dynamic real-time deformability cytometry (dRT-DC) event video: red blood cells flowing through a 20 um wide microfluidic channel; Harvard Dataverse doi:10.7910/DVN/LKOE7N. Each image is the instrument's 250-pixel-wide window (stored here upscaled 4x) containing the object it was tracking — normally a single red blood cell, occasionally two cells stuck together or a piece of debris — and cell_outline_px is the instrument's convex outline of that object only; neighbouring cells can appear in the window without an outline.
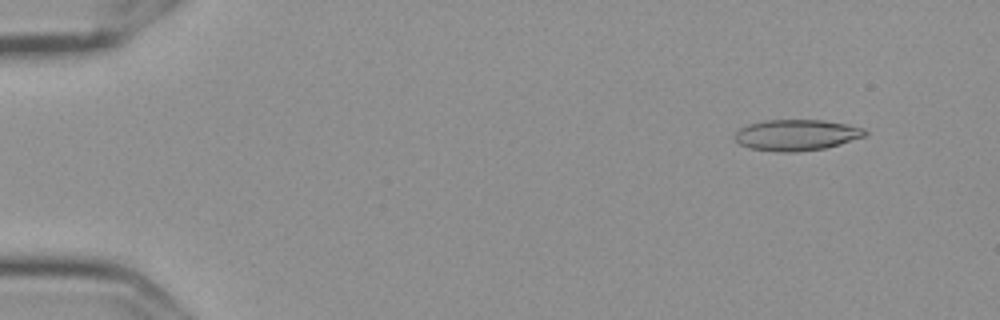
{"species": "Egyptian fruit bat (a non-hibernating species)", "species_latin": "Rousettus aegyptiacus", "temperature_condition": "cold", "stored_images_in_passage": 54, "camera_frame_rate_fps": 3000, "um_per_image_px": 0.085, "frame": {"image": 1, "passage_image": 6, "time_ms": 1.667, "image_size_px": [1000, 320], "cell_outline_px": [[868, 132], [864, 136], [840, 144], [824, 148], [796, 152], [776, 152], [752, 148], [740, 144], [736, 140], [736, 132], [740, 128], [748, 124], [764, 120], [820, 120], [848, 124], [864, 128]], "centroid_in_image_um": [67.71, 11.47], "position_along_channel_um": 17.3, "area_um2": 23.41}}
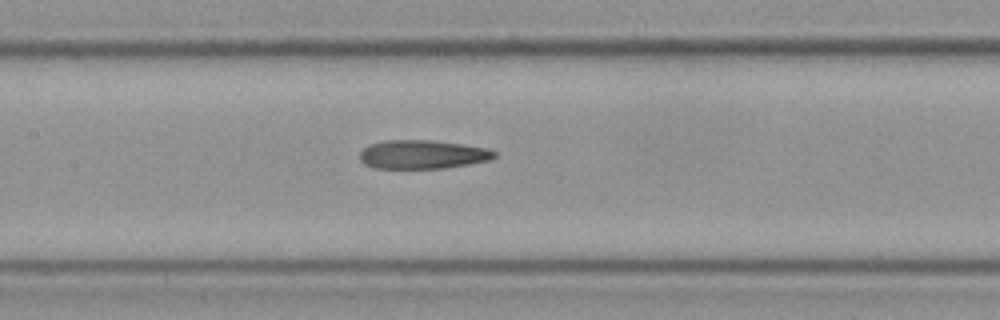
{"frame": {"image": 2, "passage_image": 28, "time_ms": 9.0, "image_size_px": [1000, 320], "cell_outline_px": [[496, 156], [488, 160], [440, 168], [372, 168], [364, 164], [360, 160], [360, 152], [368, 144], [384, 140], [432, 140], [464, 144], [488, 148], [496, 152]], "centroid_in_image_um": [35.86, 13.11], "position_along_channel_um": 171.5, "area_um2": 22.48}}
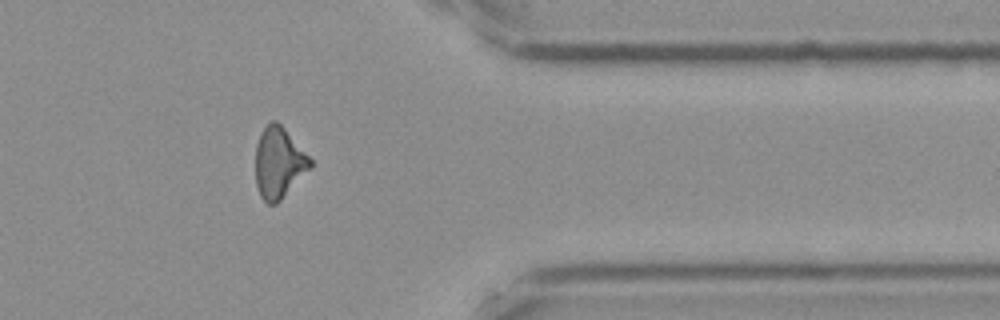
{"frame": {"image": 3, "passage_image": 47, "time_ms": 15.333, "image_size_px": [1000, 320], "cell_outline_px": [[312, 164], [280, 200], [276, 204], [268, 204], [260, 196], [256, 184], [256, 144], [260, 132], [272, 120], [276, 120], [284, 128], [312, 160]], "centroid_in_image_um": [23.66, 13.82], "position_along_channel_um": 387.7, "area_um2": 22.08}, "authors_computed_cell_mechanics": {"area_um2": 23.1778, "velocity_mm_per_s": 3.625, "shape_relaxation_time_tau1_ms": null, "shape_relaxation_time_tau2_ms": 4.5253, "deformation_change_tau1": null, "deformation_change_tau2": 0.154}}